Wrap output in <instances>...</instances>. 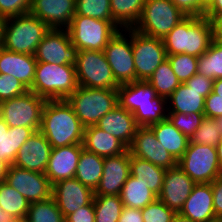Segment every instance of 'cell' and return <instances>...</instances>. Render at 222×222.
I'll return each mask as SVG.
<instances>
[{
    "instance_id": "1",
    "label": "cell",
    "mask_w": 222,
    "mask_h": 222,
    "mask_svg": "<svg viewBox=\"0 0 222 222\" xmlns=\"http://www.w3.org/2000/svg\"><path fill=\"white\" fill-rule=\"evenodd\" d=\"M84 129L66 99L45 102L39 131L46 137L52 148L83 144Z\"/></svg>"
},
{
    "instance_id": "2",
    "label": "cell",
    "mask_w": 222,
    "mask_h": 222,
    "mask_svg": "<svg viewBox=\"0 0 222 222\" xmlns=\"http://www.w3.org/2000/svg\"><path fill=\"white\" fill-rule=\"evenodd\" d=\"M117 92L118 104L133 113L139 127H149L167 119L165 112L167 110L165 108L168 106L167 99L158 97L154 88L147 81L137 80L121 84Z\"/></svg>"
},
{
    "instance_id": "3",
    "label": "cell",
    "mask_w": 222,
    "mask_h": 222,
    "mask_svg": "<svg viewBox=\"0 0 222 222\" xmlns=\"http://www.w3.org/2000/svg\"><path fill=\"white\" fill-rule=\"evenodd\" d=\"M162 40L167 55L199 57L214 40L213 23L205 16H186Z\"/></svg>"
},
{
    "instance_id": "4",
    "label": "cell",
    "mask_w": 222,
    "mask_h": 222,
    "mask_svg": "<svg viewBox=\"0 0 222 222\" xmlns=\"http://www.w3.org/2000/svg\"><path fill=\"white\" fill-rule=\"evenodd\" d=\"M78 87L75 66L37 62L29 89L46 100L67 99Z\"/></svg>"
},
{
    "instance_id": "5",
    "label": "cell",
    "mask_w": 222,
    "mask_h": 222,
    "mask_svg": "<svg viewBox=\"0 0 222 222\" xmlns=\"http://www.w3.org/2000/svg\"><path fill=\"white\" fill-rule=\"evenodd\" d=\"M49 30L44 22L31 13L7 18L2 47L16 53L34 55Z\"/></svg>"
},
{
    "instance_id": "6",
    "label": "cell",
    "mask_w": 222,
    "mask_h": 222,
    "mask_svg": "<svg viewBox=\"0 0 222 222\" xmlns=\"http://www.w3.org/2000/svg\"><path fill=\"white\" fill-rule=\"evenodd\" d=\"M84 127L96 125L118 105L117 89H96L78 86L66 99Z\"/></svg>"
},
{
    "instance_id": "7",
    "label": "cell",
    "mask_w": 222,
    "mask_h": 222,
    "mask_svg": "<svg viewBox=\"0 0 222 222\" xmlns=\"http://www.w3.org/2000/svg\"><path fill=\"white\" fill-rule=\"evenodd\" d=\"M113 21L74 15L66 28L71 43L78 49L103 51L109 40L121 29Z\"/></svg>"
},
{
    "instance_id": "8",
    "label": "cell",
    "mask_w": 222,
    "mask_h": 222,
    "mask_svg": "<svg viewBox=\"0 0 222 222\" xmlns=\"http://www.w3.org/2000/svg\"><path fill=\"white\" fill-rule=\"evenodd\" d=\"M185 17L171 0H145L141 17L133 29L163 39Z\"/></svg>"
},
{
    "instance_id": "9",
    "label": "cell",
    "mask_w": 222,
    "mask_h": 222,
    "mask_svg": "<svg viewBox=\"0 0 222 222\" xmlns=\"http://www.w3.org/2000/svg\"><path fill=\"white\" fill-rule=\"evenodd\" d=\"M75 71L80 87L118 89L120 86L115 80L104 51H78Z\"/></svg>"
},
{
    "instance_id": "10",
    "label": "cell",
    "mask_w": 222,
    "mask_h": 222,
    "mask_svg": "<svg viewBox=\"0 0 222 222\" xmlns=\"http://www.w3.org/2000/svg\"><path fill=\"white\" fill-rule=\"evenodd\" d=\"M177 165L196 184L212 183L222 175L217 149L209 145L189 141L187 149L177 161Z\"/></svg>"
},
{
    "instance_id": "11",
    "label": "cell",
    "mask_w": 222,
    "mask_h": 222,
    "mask_svg": "<svg viewBox=\"0 0 222 222\" xmlns=\"http://www.w3.org/2000/svg\"><path fill=\"white\" fill-rule=\"evenodd\" d=\"M47 100L27 91L21 96L0 103V116L9 127H30L40 130L42 110Z\"/></svg>"
},
{
    "instance_id": "12",
    "label": "cell",
    "mask_w": 222,
    "mask_h": 222,
    "mask_svg": "<svg viewBox=\"0 0 222 222\" xmlns=\"http://www.w3.org/2000/svg\"><path fill=\"white\" fill-rule=\"evenodd\" d=\"M131 45L136 81H147L156 68L167 59L163 40L141 34L131 28Z\"/></svg>"
},
{
    "instance_id": "13",
    "label": "cell",
    "mask_w": 222,
    "mask_h": 222,
    "mask_svg": "<svg viewBox=\"0 0 222 222\" xmlns=\"http://www.w3.org/2000/svg\"><path fill=\"white\" fill-rule=\"evenodd\" d=\"M123 30L129 32V37L123 35ZM104 54L109 63L115 80L121 85L136 81V72L131 45V28L119 30L104 48Z\"/></svg>"
},
{
    "instance_id": "14",
    "label": "cell",
    "mask_w": 222,
    "mask_h": 222,
    "mask_svg": "<svg viewBox=\"0 0 222 222\" xmlns=\"http://www.w3.org/2000/svg\"><path fill=\"white\" fill-rule=\"evenodd\" d=\"M78 49L71 43L67 29H51L38 44L34 54L37 62L76 65Z\"/></svg>"
},
{
    "instance_id": "15",
    "label": "cell",
    "mask_w": 222,
    "mask_h": 222,
    "mask_svg": "<svg viewBox=\"0 0 222 222\" xmlns=\"http://www.w3.org/2000/svg\"><path fill=\"white\" fill-rule=\"evenodd\" d=\"M5 182L22 194L30 203L52 197L53 185L44 173L9 165Z\"/></svg>"
},
{
    "instance_id": "16",
    "label": "cell",
    "mask_w": 222,
    "mask_h": 222,
    "mask_svg": "<svg viewBox=\"0 0 222 222\" xmlns=\"http://www.w3.org/2000/svg\"><path fill=\"white\" fill-rule=\"evenodd\" d=\"M128 150L133 156L166 170L177 166V160L157 141L153 130L147 126L137 128Z\"/></svg>"
},
{
    "instance_id": "17",
    "label": "cell",
    "mask_w": 222,
    "mask_h": 222,
    "mask_svg": "<svg viewBox=\"0 0 222 222\" xmlns=\"http://www.w3.org/2000/svg\"><path fill=\"white\" fill-rule=\"evenodd\" d=\"M52 197L66 218L79 208L89 205L93 201L94 191L74 177L53 184Z\"/></svg>"
},
{
    "instance_id": "18",
    "label": "cell",
    "mask_w": 222,
    "mask_h": 222,
    "mask_svg": "<svg viewBox=\"0 0 222 222\" xmlns=\"http://www.w3.org/2000/svg\"><path fill=\"white\" fill-rule=\"evenodd\" d=\"M196 183L178 165L165 172L164 182L158 199L176 214L182 210Z\"/></svg>"
},
{
    "instance_id": "19",
    "label": "cell",
    "mask_w": 222,
    "mask_h": 222,
    "mask_svg": "<svg viewBox=\"0 0 222 222\" xmlns=\"http://www.w3.org/2000/svg\"><path fill=\"white\" fill-rule=\"evenodd\" d=\"M130 152L111 157H104L103 174L94 195H120L129 176Z\"/></svg>"
},
{
    "instance_id": "20",
    "label": "cell",
    "mask_w": 222,
    "mask_h": 222,
    "mask_svg": "<svg viewBox=\"0 0 222 222\" xmlns=\"http://www.w3.org/2000/svg\"><path fill=\"white\" fill-rule=\"evenodd\" d=\"M52 146L46 137L36 131L18 150L13 166L45 173Z\"/></svg>"
},
{
    "instance_id": "21",
    "label": "cell",
    "mask_w": 222,
    "mask_h": 222,
    "mask_svg": "<svg viewBox=\"0 0 222 222\" xmlns=\"http://www.w3.org/2000/svg\"><path fill=\"white\" fill-rule=\"evenodd\" d=\"M76 0H32L29 13L51 29H66L75 15Z\"/></svg>"
},
{
    "instance_id": "22",
    "label": "cell",
    "mask_w": 222,
    "mask_h": 222,
    "mask_svg": "<svg viewBox=\"0 0 222 222\" xmlns=\"http://www.w3.org/2000/svg\"><path fill=\"white\" fill-rule=\"evenodd\" d=\"M83 148V144L52 148L44 173L52 185L58 181L75 177L80 153Z\"/></svg>"
},
{
    "instance_id": "23",
    "label": "cell",
    "mask_w": 222,
    "mask_h": 222,
    "mask_svg": "<svg viewBox=\"0 0 222 222\" xmlns=\"http://www.w3.org/2000/svg\"><path fill=\"white\" fill-rule=\"evenodd\" d=\"M179 214L193 222H219L214 212L211 183L195 184Z\"/></svg>"
},
{
    "instance_id": "24",
    "label": "cell",
    "mask_w": 222,
    "mask_h": 222,
    "mask_svg": "<svg viewBox=\"0 0 222 222\" xmlns=\"http://www.w3.org/2000/svg\"><path fill=\"white\" fill-rule=\"evenodd\" d=\"M96 126L121 140L127 147L132 143L136 130L139 127L133 113L119 104L106 113Z\"/></svg>"
},
{
    "instance_id": "25",
    "label": "cell",
    "mask_w": 222,
    "mask_h": 222,
    "mask_svg": "<svg viewBox=\"0 0 222 222\" xmlns=\"http://www.w3.org/2000/svg\"><path fill=\"white\" fill-rule=\"evenodd\" d=\"M36 65L34 55L16 53L0 47V73L14 76L27 89L32 87Z\"/></svg>"
},
{
    "instance_id": "26",
    "label": "cell",
    "mask_w": 222,
    "mask_h": 222,
    "mask_svg": "<svg viewBox=\"0 0 222 222\" xmlns=\"http://www.w3.org/2000/svg\"><path fill=\"white\" fill-rule=\"evenodd\" d=\"M83 147L102 157L117 156L128 150L121 140L96 125L85 127Z\"/></svg>"
},
{
    "instance_id": "27",
    "label": "cell",
    "mask_w": 222,
    "mask_h": 222,
    "mask_svg": "<svg viewBox=\"0 0 222 222\" xmlns=\"http://www.w3.org/2000/svg\"><path fill=\"white\" fill-rule=\"evenodd\" d=\"M34 133L30 127H9L0 116V158L12 165L18 150Z\"/></svg>"
},
{
    "instance_id": "28",
    "label": "cell",
    "mask_w": 222,
    "mask_h": 222,
    "mask_svg": "<svg viewBox=\"0 0 222 222\" xmlns=\"http://www.w3.org/2000/svg\"><path fill=\"white\" fill-rule=\"evenodd\" d=\"M169 100L168 113H204V91H196L188 88L184 83H181L178 88L167 98ZM172 106V108H171Z\"/></svg>"
},
{
    "instance_id": "29",
    "label": "cell",
    "mask_w": 222,
    "mask_h": 222,
    "mask_svg": "<svg viewBox=\"0 0 222 222\" xmlns=\"http://www.w3.org/2000/svg\"><path fill=\"white\" fill-rule=\"evenodd\" d=\"M156 135L157 141L178 161L187 149L189 139L180 132L168 119L149 126Z\"/></svg>"
},
{
    "instance_id": "30",
    "label": "cell",
    "mask_w": 222,
    "mask_h": 222,
    "mask_svg": "<svg viewBox=\"0 0 222 222\" xmlns=\"http://www.w3.org/2000/svg\"><path fill=\"white\" fill-rule=\"evenodd\" d=\"M131 175L157 196L161 193L166 169L130 154Z\"/></svg>"
},
{
    "instance_id": "31",
    "label": "cell",
    "mask_w": 222,
    "mask_h": 222,
    "mask_svg": "<svg viewBox=\"0 0 222 222\" xmlns=\"http://www.w3.org/2000/svg\"><path fill=\"white\" fill-rule=\"evenodd\" d=\"M104 157L82 149L75 178L93 191L98 187L103 174Z\"/></svg>"
},
{
    "instance_id": "32",
    "label": "cell",
    "mask_w": 222,
    "mask_h": 222,
    "mask_svg": "<svg viewBox=\"0 0 222 222\" xmlns=\"http://www.w3.org/2000/svg\"><path fill=\"white\" fill-rule=\"evenodd\" d=\"M113 22L121 28H134L139 21L145 0H110Z\"/></svg>"
},
{
    "instance_id": "33",
    "label": "cell",
    "mask_w": 222,
    "mask_h": 222,
    "mask_svg": "<svg viewBox=\"0 0 222 222\" xmlns=\"http://www.w3.org/2000/svg\"><path fill=\"white\" fill-rule=\"evenodd\" d=\"M119 196L124 206L136 209H143L158 198L146 185L137 181L132 175L123 185Z\"/></svg>"
},
{
    "instance_id": "34",
    "label": "cell",
    "mask_w": 222,
    "mask_h": 222,
    "mask_svg": "<svg viewBox=\"0 0 222 222\" xmlns=\"http://www.w3.org/2000/svg\"><path fill=\"white\" fill-rule=\"evenodd\" d=\"M147 82L160 98L167 99L181 84L175 75L169 60H164L153 72Z\"/></svg>"
},
{
    "instance_id": "35",
    "label": "cell",
    "mask_w": 222,
    "mask_h": 222,
    "mask_svg": "<svg viewBox=\"0 0 222 222\" xmlns=\"http://www.w3.org/2000/svg\"><path fill=\"white\" fill-rule=\"evenodd\" d=\"M30 202L5 181L0 182V208L14 219H25Z\"/></svg>"
},
{
    "instance_id": "36",
    "label": "cell",
    "mask_w": 222,
    "mask_h": 222,
    "mask_svg": "<svg viewBox=\"0 0 222 222\" xmlns=\"http://www.w3.org/2000/svg\"><path fill=\"white\" fill-rule=\"evenodd\" d=\"M197 73L210 79L222 78V43L213 40L205 53L198 57Z\"/></svg>"
},
{
    "instance_id": "37",
    "label": "cell",
    "mask_w": 222,
    "mask_h": 222,
    "mask_svg": "<svg viewBox=\"0 0 222 222\" xmlns=\"http://www.w3.org/2000/svg\"><path fill=\"white\" fill-rule=\"evenodd\" d=\"M95 222H118L124 207L119 195H94Z\"/></svg>"
},
{
    "instance_id": "38",
    "label": "cell",
    "mask_w": 222,
    "mask_h": 222,
    "mask_svg": "<svg viewBox=\"0 0 222 222\" xmlns=\"http://www.w3.org/2000/svg\"><path fill=\"white\" fill-rule=\"evenodd\" d=\"M25 219L28 222H65L53 197L30 203Z\"/></svg>"
},
{
    "instance_id": "39",
    "label": "cell",
    "mask_w": 222,
    "mask_h": 222,
    "mask_svg": "<svg viewBox=\"0 0 222 222\" xmlns=\"http://www.w3.org/2000/svg\"><path fill=\"white\" fill-rule=\"evenodd\" d=\"M75 15L113 21L110 0H76Z\"/></svg>"
},
{
    "instance_id": "40",
    "label": "cell",
    "mask_w": 222,
    "mask_h": 222,
    "mask_svg": "<svg viewBox=\"0 0 222 222\" xmlns=\"http://www.w3.org/2000/svg\"><path fill=\"white\" fill-rule=\"evenodd\" d=\"M167 59L180 83H185L198 70V57L185 53L167 55Z\"/></svg>"
},
{
    "instance_id": "41",
    "label": "cell",
    "mask_w": 222,
    "mask_h": 222,
    "mask_svg": "<svg viewBox=\"0 0 222 222\" xmlns=\"http://www.w3.org/2000/svg\"><path fill=\"white\" fill-rule=\"evenodd\" d=\"M222 139L216 119L204 117L200 127L190 138L191 143L216 147Z\"/></svg>"
},
{
    "instance_id": "42",
    "label": "cell",
    "mask_w": 222,
    "mask_h": 222,
    "mask_svg": "<svg viewBox=\"0 0 222 222\" xmlns=\"http://www.w3.org/2000/svg\"><path fill=\"white\" fill-rule=\"evenodd\" d=\"M204 113H168L167 119L180 132H182L189 140L194 135L195 131L200 127L204 119Z\"/></svg>"
},
{
    "instance_id": "43",
    "label": "cell",
    "mask_w": 222,
    "mask_h": 222,
    "mask_svg": "<svg viewBox=\"0 0 222 222\" xmlns=\"http://www.w3.org/2000/svg\"><path fill=\"white\" fill-rule=\"evenodd\" d=\"M144 222H172L176 213L158 198L141 209Z\"/></svg>"
},
{
    "instance_id": "44",
    "label": "cell",
    "mask_w": 222,
    "mask_h": 222,
    "mask_svg": "<svg viewBox=\"0 0 222 222\" xmlns=\"http://www.w3.org/2000/svg\"><path fill=\"white\" fill-rule=\"evenodd\" d=\"M27 89L12 75L0 73V103L25 94Z\"/></svg>"
},
{
    "instance_id": "45",
    "label": "cell",
    "mask_w": 222,
    "mask_h": 222,
    "mask_svg": "<svg viewBox=\"0 0 222 222\" xmlns=\"http://www.w3.org/2000/svg\"><path fill=\"white\" fill-rule=\"evenodd\" d=\"M32 0H0V16L10 18L29 13Z\"/></svg>"
},
{
    "instance_id": "46",
    "label": "cell",
    "mask_w": 222,
    "mask_h": 222,
    "mask_svg": "<svg viewBox=\"0 0 222 222\" xmlns=\"http://www.w3.org/2000/svg\"><path fill=\"white\" fill-rule=\"evenodd\" d=\"M184 84L188 88L195 89L196 91H204V98H206L212 92L214 79H210L202 74L196 73Z\"/></svg>"
},
{
    "instance_id": "47",
    "label": "cell",
    "mask_w": 222,
    "mask_h": 222,
    "mask_svg": "<svg viewBox=\"0 0 222 222\" xmlns=\"http://www.w3.org/2000/svg\"><path fill=\"white\" fill-rule=\"evenodd\" d=\"M204 115L207 118H218L222 116V97H217L211 92L205 98Z\"/></svg>"
},
{
    "instance_id": "48",
    "label": "cell",
    "mask_w": 222,
    "mask_h": 222,
    "mask_svg": "<svg viewBox=\"0 0 222 222\" xmlns=\"http://www.w3.org/2000/svg\"><path fill=\"white\" fill-rule=\"evenodd\" d=\"M65 222H95L93 201L65 218Z\"/></svg>"
},
{
    "instance_id": "49",
    "label": "cell",
    "mask_w": 222,
    "mask_h": 222,
    "mask_svg": "<svg viewBox=\"0 0 222 222\" xmlns=\"http://www.w3.org/2000/svg\"><path fill=\"white\" fill-rule=\"evenodd\" d=\"M213 206L215 216L218 220L222 219V175L218 176L212 183Z\"/></svg>"
},
{
    "instance_id": "50",
    "label": "cell",
    "mask_w": 222,
    "mask_h": 222,
    "mask_svg": "<svg viewBox=\"0 0 222 222\" xmlns=\"http://www.w3.org/2000/svg\"><path fill=\"white\" fill-rule=\"evenodd\" d=\"M186 16H200V0H171Z\"/></svg>"
},
{
    "instance_id": "51",
    "label": "cell",
    "mask_w": 222,
    "mask_h": 222,
    "mask_svg": "<svg viewBox=\"0 0 222 222\" xmlns=\"http://www.w3.org/2000/svg\"><path fill=\"white\" fill-rule=\"evenodd\" d=\"M118 222H144L141 209L124 206Z\"/></svg>"
},
{
    "instance_id": "52",
    "label": "cell",
    "mask_w": 222,
    "mask_h": 222,
    "mask_svg": "<svg viewBox=\"0 0 222 222\" xmlns=\"http://www.w3.org/2000/svg\"><path fill=\"white\" fill-rule=\"evenodd\" d=\"M204 16L211 22L215 18L222 17V0H214L213 4L205 11Z\"/></svg>"
},
{
    "instance_id": "53",
    "label": "cell",
    "mask_w": 222,
    "mask_h": 222,
    "mask_svg": "<svg viewBox=\"0 0 222 222\" xmlns=\"http://www.w3.org/2000/svg\"><path fill=\"white\" fill-rule=\"evenodd\" d=\"M214 39L222 43V17L215 18L213 21Z\"/></svg>"
},
{
    "instance_id": "54",
    "label": "cell",
    "mask_w": 222,
    "mask_h": 222,
    "mask_svg": "<svg viewBox=\"0 0 222 222\" xmlns=\"http://www.w3.org/2000/svg\"><path fill=\"white\" fill-rule=\"evenodd\" d=\"M8 167L9 164L0 158V182H4L6 180Z\"/></svg>"
},
{
    "instance_id": "55",
    "label": "cell",
    "mask_w": 222,
    "mask_h": 222,
    "mask_svg": "<svg viewBox=\"0 0 222 222\" xmlns=\"http://www.w3.org/2000/svg\"><path fill=\"white\" fill-rule=\"evenodd\" d=\"M212 92L217 95V97H222V78L215 79Z\"/></svg>"
},
{
    "instance_id": "56",
    "label": "cell",
    "mask_w": 222,
    "mask_h": 222,
    "mask_svg": "<svg viewBox=\"0 0 222 222\" xmlns=\"http://www.w3.org/2000/svg\"><path fill=\"white\" fill-rule=\"evenodd\" d=\"M6 21V17L0 16V47L3 46Z\"/></svg>"
},
{
    "instance_id": "57",
    "label": "cell",
    "mask_w": 222,
    "mask_h": 222,
    "mask_svg": "<svg viewBox=\"0 0 222 222\" xmlns=\"http://www.w3.org/2000/svg\"><path fill=\"white\" fill-rule=\"evenodd\" d=\"M214 0H200V16H204L205 11L213 4Z\"/></svg>"
},
{
    "instance_id": "58",
    "label": "cell",
    "mask_w": 222,
    "mask_h": 222,
    "mask_svg": "<svg viewBox=\"0 0 222 222\" xmlns=\"http://www.w3.org/2000/svg\"><path fill=\"white\" fill-rule=\"evenodd\" d=\"M15 219L0 208V222H14Z\"/></svg>"
},
{
    "instance_id": "59",
    "label": "cell",
    "mask_w": 222,
    "mask_h": 222,
    "mask_svg": "<svg viewBox=\"0 0 222 222\" xmlns=\"http://www.w3.org/2000/svg\"><path fill=\"white\" fill-rule=\"evenodd\" d=\"M216 149H217L218 161L222 171V139L220 143L216 146Z\"/></svg>"
},
{
    "instance_id": "60",
    "label": "cell",
    "mask_w": 222,
    "mask_h": 222,
    "mask_svg": "<svg viewBox=\"0 0 222 222\" xmlns=\"http://www.w3.org/2000/svg\"><path fill=\"white\" fill-rule=\"evenodd\" d=\"M172 222H193V221L191 219L181 216L180 214H176Z\"/></svg>"
},
{
    "instance_id": "61",
    "label": "cell",
    "mask_w": 222,
    "mask_h": 222,
    "mask_svg": "<svg viewBox=\"0 0 222 222\" xmlns=\"http://www.w3.org/2000/svg\"><path fill=\"white\" fill-rule=\"evenodd\" d=\"M220 128V135L222 136V116L215 118Z\"/></svg>"
},
{
    "instance_id": "62",
    "label": "cell",
    "mask_w": 222,
    "mask_h": 222,
    "mask_svg": "<svg viewBox=\"0 0 222 222\" xmlns=\"http://www.w3.org/2000/svg\"><path fill=\"white\" fill-rule=\"evenodd\" d=\"M14 222H28L26 219H15Z\"/></svg>"
}]
</instances>
